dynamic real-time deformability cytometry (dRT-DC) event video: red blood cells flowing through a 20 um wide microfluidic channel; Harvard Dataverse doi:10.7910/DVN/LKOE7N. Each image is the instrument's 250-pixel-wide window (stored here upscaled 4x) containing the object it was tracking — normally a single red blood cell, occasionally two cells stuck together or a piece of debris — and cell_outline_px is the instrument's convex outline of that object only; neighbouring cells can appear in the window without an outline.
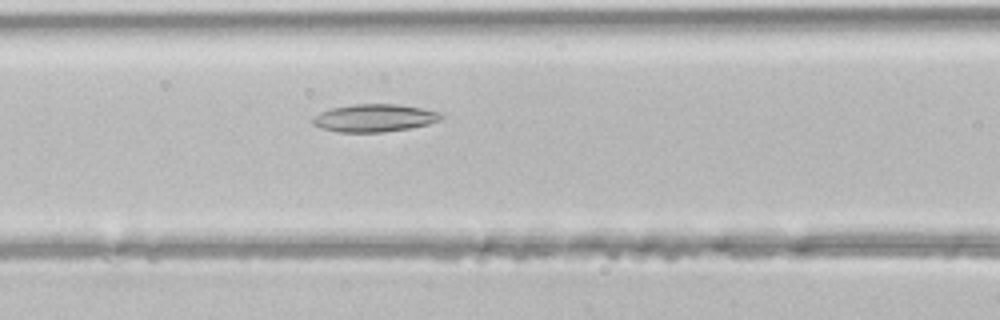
{"species": "common noctule bat (a hibernating species)", "species_latin": "Nyctalus noctula", "temperature_condition": "room temperature", "stored_images_in_passage": 6, "camera_frame_rate_fps": 3000, "um_per_image_px": 0.085, "animal": {"sex": "male", "body_mass_g": 21.5, "forearm_length_mm": 52.0}, "frame": {"image": 1, "passage_image": 5, "time_ms": 1.333, "image_size_px": [1000, 320], "cell_outline_px": [[444, 116], [440, 120], [428, 124], [408, 128], [384, 132], [336, 132], [320, 128], [312, 124], [312, 116], [320, 112], [332, 108], [352, 104], [400, 104], [420, 108], [436, 112]], "centroid_in_image_um": [31.76, 10.03], "position_along_channel_um": 134.8, "area_um2": 20.69}}